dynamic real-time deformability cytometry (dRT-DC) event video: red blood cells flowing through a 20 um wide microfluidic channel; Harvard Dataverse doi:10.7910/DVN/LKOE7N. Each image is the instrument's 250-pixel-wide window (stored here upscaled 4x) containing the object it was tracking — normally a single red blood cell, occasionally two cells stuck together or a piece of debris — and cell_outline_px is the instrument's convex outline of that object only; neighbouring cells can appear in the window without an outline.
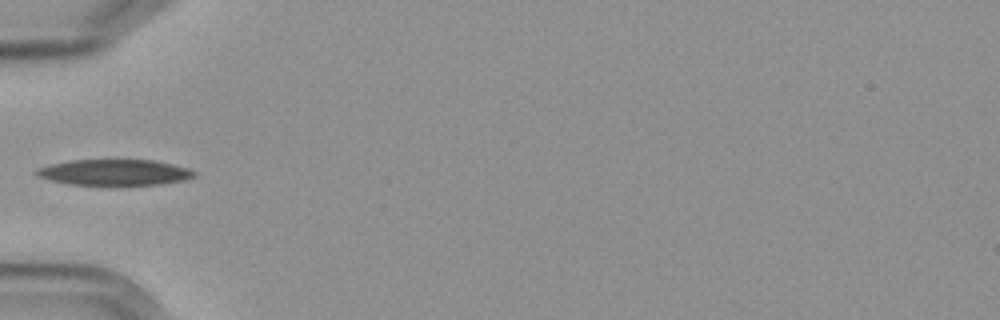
{"species": "Egyptian fruit bat (a non-hibernating species)", "species_latin": "Rousettus aegyptiacus", "temperature_condition": "cold", "stored_images_in_passage": 7, "camera_frame_rate_fps": 3000, "um_per_image_px": 0.085, "frame": {"image": 1, "passage_image": 6, "time_ms": 6.0, "image_size_px": [1000, 320], "cell_outline_px": [[196, 176], [184, 180], [160, 184], [72, 184], [52, 180], [36, 176], [32, 172], [36, 168], [52, 164], [72, 160], [156, 160], [188, 168], [196, 172]], "centroid_in_image_um": [9.73, 14.64], "position_along_channel_um": 75.3, "area_um2": 23.52}}
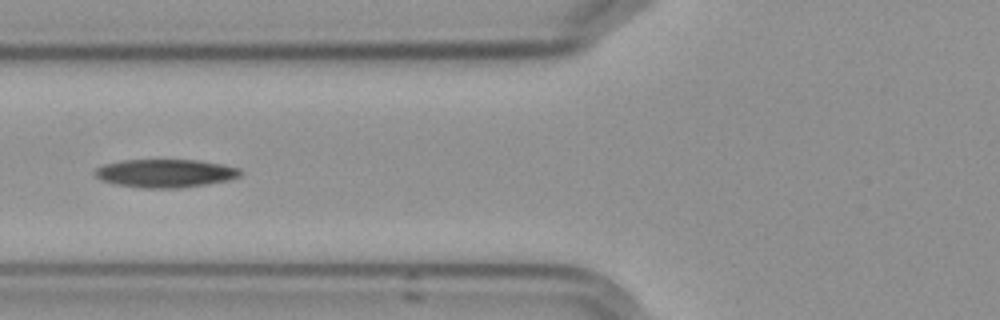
{"frame": {"image": 2, "passage_image": 7, "time_ms": 7.0, "image_size_px": [1000, 320], "cell_outline_px": [[244, 172], [240, 176], [228, 180], [204, 184], [176, 188], [144, 188], [116, 184], [104, 180], [96, 176], [92, 172], [96, 168], [104, 164], [124, 160], [200, 160], [224, 164], [240, 168]], "centroid_in_image_um": [14.09, 14.71], "position_along_channel_um": 111.7, "area_um2": 23.87}}